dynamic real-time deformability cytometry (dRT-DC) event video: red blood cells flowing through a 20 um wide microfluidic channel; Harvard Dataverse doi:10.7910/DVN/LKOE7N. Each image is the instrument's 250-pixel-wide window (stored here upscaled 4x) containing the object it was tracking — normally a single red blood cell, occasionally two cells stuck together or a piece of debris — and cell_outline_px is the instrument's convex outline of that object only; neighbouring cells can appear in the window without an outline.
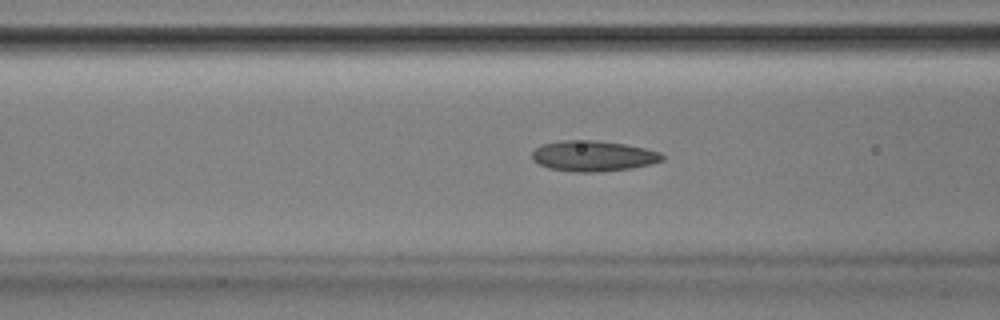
{"species": "Egyptian fruit bat (a non-hibernating species)", "species_latin": "Rousettus aegyptiacus", "temperature_condition": "room temperature", "stored_images_in_passage": 51, "camera_frame_rate_fps": 3000, "um_per_image_px": 0.085, "animal": {"sex": "male"}, "frame": {"image": 1, "passage_image": 20, "time_ms": 6.333, "image_size_px": [1000, 320], "cell_outline_px": [[664, 160], [632, 168], [600, 172], [572, 172], [548, 168], [532, 160], [532, 152], [540, 144], [560, 140], [596, 140], [624, 144], [644, 148], [660, 152], [664, 156]], "centroid_in_image_um": [50.38, 13.26], "position_along_channel_um": 116.2, "area_um2": 23.35}}
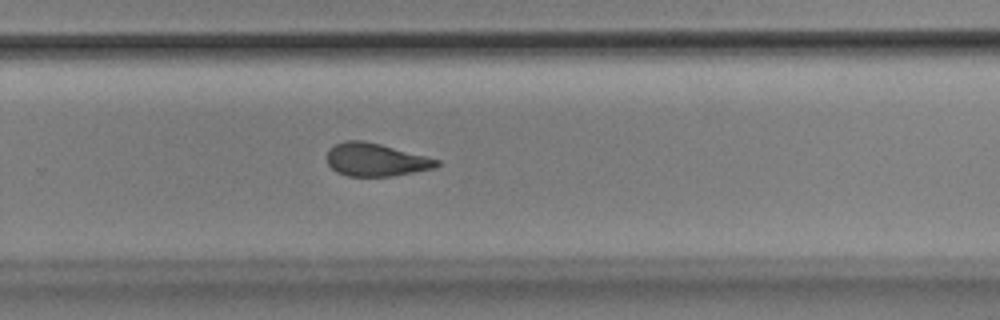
{"frame": {"image": 2, "passage_image": 34, "time_ms": 11.0, "image_size_px": [1000, 320], "cell_outline_px": [[440, 164], [436, 168], [392, 176], [348, 176], [336, 172], [328, 164], [328, 148], [344, 140], [364, 140], [380, 144], [440, 160]], "centroid_in_image_um": [31.93, 13.58], "position_along_channel_um": 297.9, "area_um2": 21.04}}
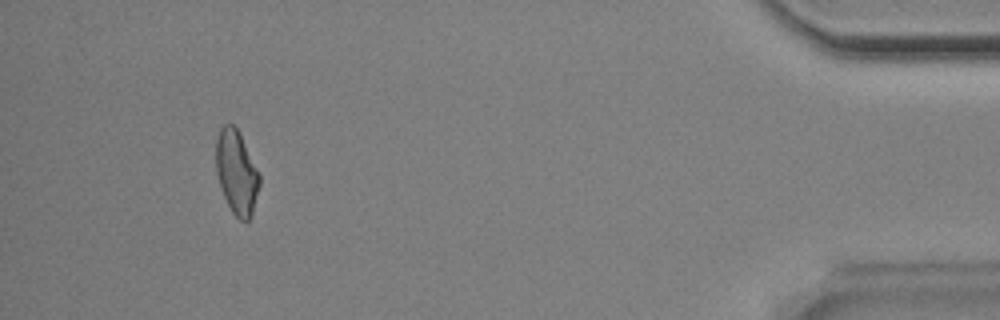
{"frame": {"image": 3, "passage_image": 48, "time_ms": 15.667, "image_size_px": [1000, 320], "cell_outline_px": [[260, 184], [252, 216], [248, 220], [240, 220], [232, 212], [224, 196], [216, 172], [216, 140], [220, 128], [224, 124], [232, 124], [236, 128], [260, 176]], "centroid_in_image_um": [20.1, 14.68], "position_along_channel_um": 415.1, "area_um2": 20.81}, "authors_computed_cell_mechanics": {"area_um2": 22.253, "velocity_mm_per_s": 3.9054, "shape_relaxation_time_tau1_ms": null, "shape_relaxation_time_tau2_ms": 2.5258, "deformation_change_tau1": null, "deformation_change_tau2": 0.1035}}